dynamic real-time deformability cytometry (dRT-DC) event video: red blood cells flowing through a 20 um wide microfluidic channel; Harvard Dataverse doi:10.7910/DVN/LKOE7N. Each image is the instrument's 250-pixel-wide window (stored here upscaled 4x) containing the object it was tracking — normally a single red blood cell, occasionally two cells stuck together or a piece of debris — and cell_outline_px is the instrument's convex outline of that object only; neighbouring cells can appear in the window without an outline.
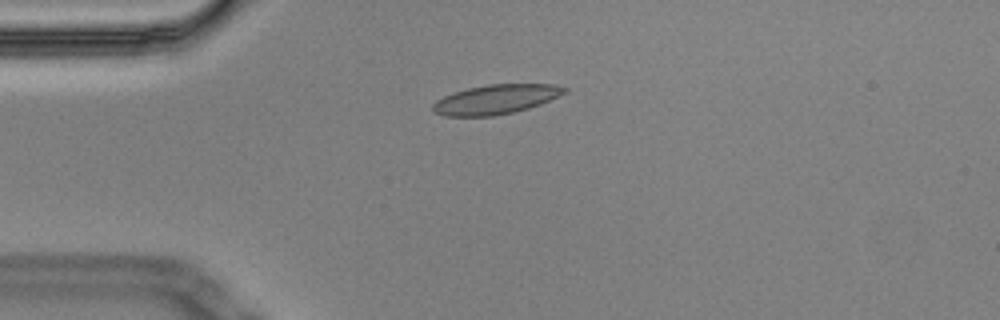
{"species": "Egyptian fruit bat (a non-hibernating species)", "species_latin": "Rousettus aegyptiacus", "temperature_condition": "cold", "stored_images_in_passage": 4, "camera_frame_rate_fps": 3000, "um_per_image_px": 0.085, "animal": {"sex": "male"}, "frame": {"image": 1, "passage_image": 4, "time_ms": 1.0, "image_size_px": [1000, 320], "cell_outline_px": [[568, 92], [540, 104], [528, 108], [512, 112], [492, 116], [444, 116], [436, 112], [432, 108], [432, 104], [436, 100], [444, 96], [468, 88], [488, 84], [556, 84], [568, 88]], "centroid_in_image_um": [42.17, 8.44], "position_along_channel_um": 42.8, "area_um2": 22.48}}